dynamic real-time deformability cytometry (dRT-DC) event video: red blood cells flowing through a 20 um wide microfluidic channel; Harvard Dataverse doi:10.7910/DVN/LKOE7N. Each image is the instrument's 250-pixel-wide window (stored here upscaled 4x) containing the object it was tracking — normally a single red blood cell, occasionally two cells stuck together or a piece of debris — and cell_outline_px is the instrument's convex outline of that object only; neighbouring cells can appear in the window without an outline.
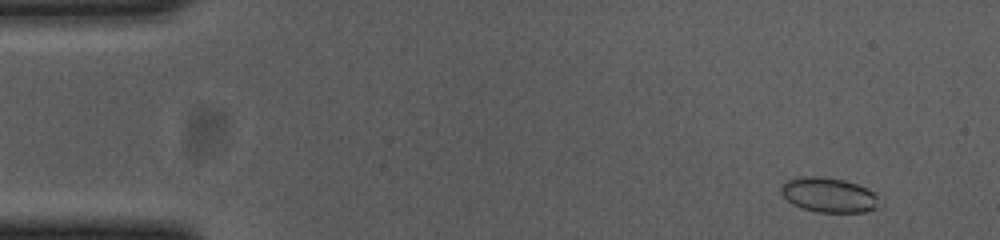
{"species": "common noctule bat (a hibernating species)", "species_latin": "Nyctalus noctula", "temperature_condition": "cold", "stored_images_in_passage": 55, "camera_frame_rate_fps": 3000, "um_per_image_px": 0.085, "animal": {"sex": "female", "body_mass_g": 23.0, "forearm_length_mm": 53.4}, "frame": {"image": 1, "passage_image": 4, "time_ms": 1.0, "image_size_px": [1000, 240], "cell_outline_px": [[880, 208], [864, 212], [820, 212], [804, 208], [792, 204], [780, 192], [780, 188], [788, 180], [800, 176], [820, 176], [844, 180], [856, 184], [872, 192], [876, 196]], "centroid_in_image_um": [70.44, 16.57], "position_along_channel_um": 14.6, "area_um2": 19.65}}
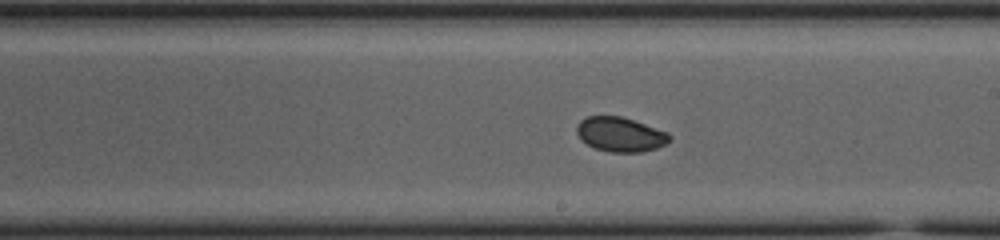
{"frame": {"image": 2, "passage_image": 31, "time_ms": 10.0, "image_size_px": [1000, 240], "cell_outline_px": [[672, 140], [656, 148], [640, 152], [608, 152], [596, 148], [588, 144], [576, 132], [576, 128], [580, 120], [588, 116], [620, 116], [668, 132], [672, 136]], "centroid_in_image_um": [52.75, 11.42], "position_along_channel_um": 236.3, "area_um2": 18.44}}
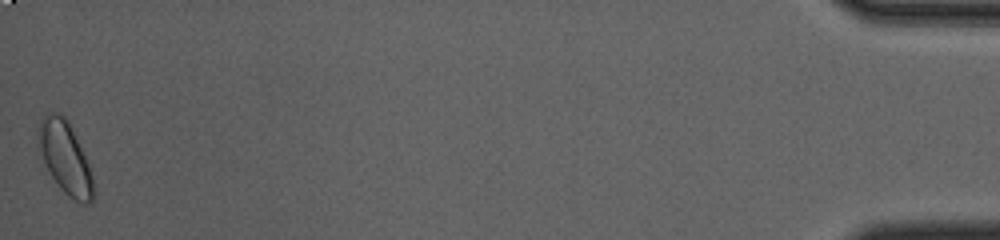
{"frame": {"image": 3, "passage_image": 55, "time_ms": 18.0, "image_size_px": [1000, 240], "cell_outline_px": [[96, 192], [92, 200], [88, 204], [84, 204], [68, 196], [60, 188], [52, 176], [44, 160], [40, 148], [40, 120], [48, 112], [60, 112], [68, 120], [88, 164]], "centroid_in_image_um": [5.59, 13.42], "position_along_channel_um": 429.6, "area_um2": 22.37}, "authors_computed_cell_mechanics": {"area_um2": 19.3052, "velocity_mm_per_s": 3.6583, "shape_relaxation_time_tau1_ms": 1.9917, "shape_relaxation_time_tau2_ms": 5.9656, "deformation_change_tau1": 0.075, "deformation_change_tau2": 0.0616}}